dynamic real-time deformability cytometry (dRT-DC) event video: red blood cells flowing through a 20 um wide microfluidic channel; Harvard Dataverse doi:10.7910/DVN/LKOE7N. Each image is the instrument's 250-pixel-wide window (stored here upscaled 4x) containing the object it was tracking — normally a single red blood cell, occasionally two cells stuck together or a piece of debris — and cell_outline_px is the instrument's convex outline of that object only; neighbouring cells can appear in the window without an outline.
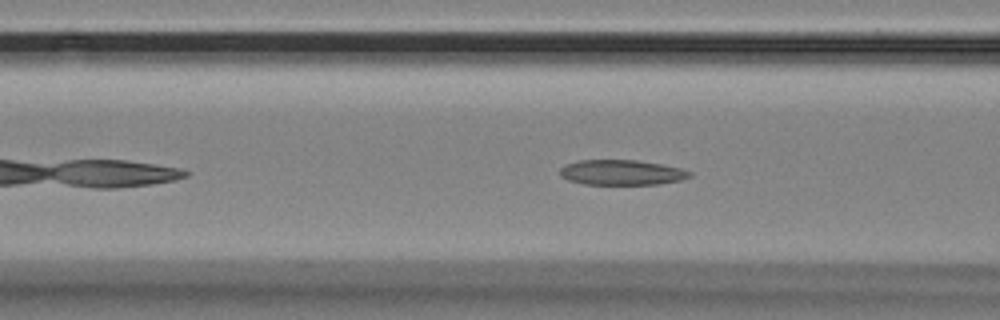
{"species": "Egyptian fruit bat (a non-hibernating species)", "species_latin": "Rousettus aegyptiacus", "temperature_condition": "room temperature", "stored_images_in_passage": 40, "camera_frame_rate_fps": 3000, "um_per_image_px": 0.085, "animal": {"sex": "female"}, "frame": {"image": 1, "passage_image": 11, "time_ms": 3.333, "image_size_px": [1000, 320], "cell_outline_px": [[692, 176], [680, 180], [660, 184], [584, 184], [568, 180], [560, 176], [560, 168], [568, 164], [580, 160], [636, 160], [660, 164], [680, 168], [692, 172]], "centroid_in_image_um": [52.85, 14.66], "position_along_channel_um": 113.8, "area_um2": 18.9}}
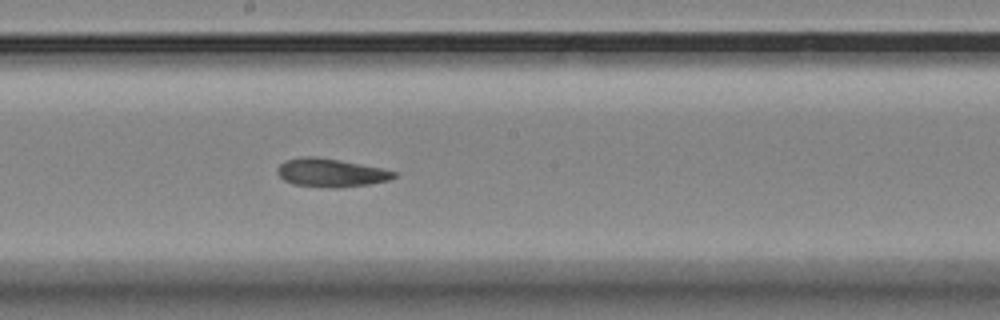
{"frame": {"image": 2, "passage_image": 20, "time_ms": 6.333, "image_size_px": [1000, 320], "cell_outline_px": [[396, 176], [388, 180], [368, 184], [340, 188], [332, 188], [292, 184], [284, 180], [276, 172], [276, 168], [284, 160], [300, 156], [316, 156], [340, 160], [380, 168], [396, 172]], "centroid_in_image_um": [28.05, 14.67], "position_along_channel_um": 220.1, "area_um2": 19.31}}
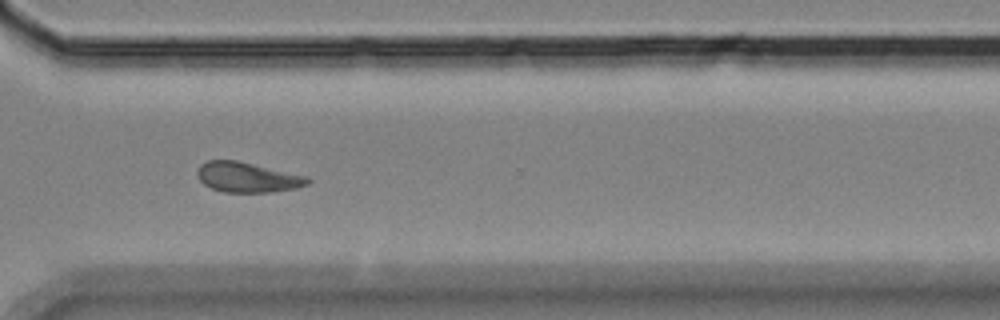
{"frame": {"image": 3, "passage_image": 31, "time_ms": 10.0, "image_size_px": [1000, 320], "cell_outline_px": [[312, 180], [308, 184], [296, 188], [272, 192], [224, 192], [212, 188], [204, 184], [200, 180], [196, 172], [200, 164], [208, 160], [236, 160], [308, 176]], "centroid_in_image_um": [21.04, 15.06], "position_along_channel_um": 349.6, "area_um2": 19.36}, "authors_computed_cell_mechanics": {"area_um2": 19.5653, "velocity_mm_per_s": 3.5402, "shape_relaxation_time_tau1_ms": 8.1391, "shape_relaxation_time_tau2_ms": 2.7866, "deformation_change_tau1": 0.1504, "deformation_change_tau2": 0.0894}}